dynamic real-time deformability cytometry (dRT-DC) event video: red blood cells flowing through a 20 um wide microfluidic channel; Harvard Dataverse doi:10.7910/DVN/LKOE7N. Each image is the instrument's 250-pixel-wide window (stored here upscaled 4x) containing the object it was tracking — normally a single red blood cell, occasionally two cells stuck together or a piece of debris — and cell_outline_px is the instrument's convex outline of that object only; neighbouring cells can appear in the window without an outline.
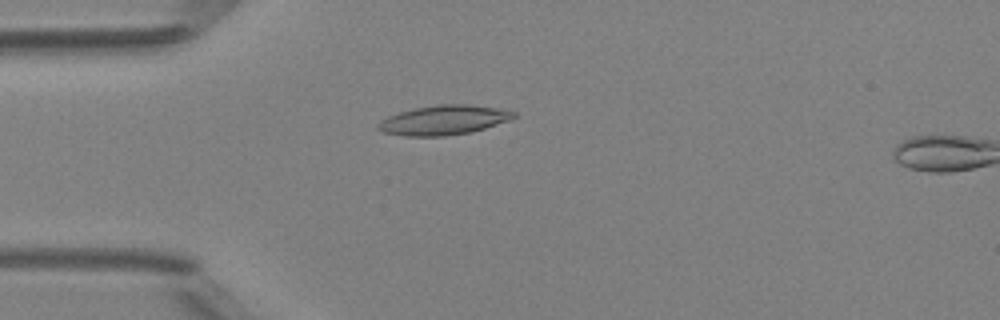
{"species": "Egyptian fruit bat (a non-hibernating species)", "species_latin": "Rousettus aegyptiacus", "temperature_condition": "room temperature", "stored_images_in_passage": 16, "camera_frame_rate_fps": 3000, "um_per_image_px": 0.085, "animal": {"sex": "female"}, "frame": {"image": 1, "passage_image": 14, "time_ms": 4.333, "image_size_px": [1000, 320], "cell_outline_px": [[516, 116], [512, 120], [472, 132], [444, 136], [404, 136], [384, 132], [376, 128], [376, 124], [380, 120], [388, 116], [400, 112], [416, 108], [440, 104], [468, 104], [496, 108], [516, 112]], "centroid_in_image_um": [37.72, 10.21], "position_along_channel_um": 47.3, "area_um2": 23.41}}